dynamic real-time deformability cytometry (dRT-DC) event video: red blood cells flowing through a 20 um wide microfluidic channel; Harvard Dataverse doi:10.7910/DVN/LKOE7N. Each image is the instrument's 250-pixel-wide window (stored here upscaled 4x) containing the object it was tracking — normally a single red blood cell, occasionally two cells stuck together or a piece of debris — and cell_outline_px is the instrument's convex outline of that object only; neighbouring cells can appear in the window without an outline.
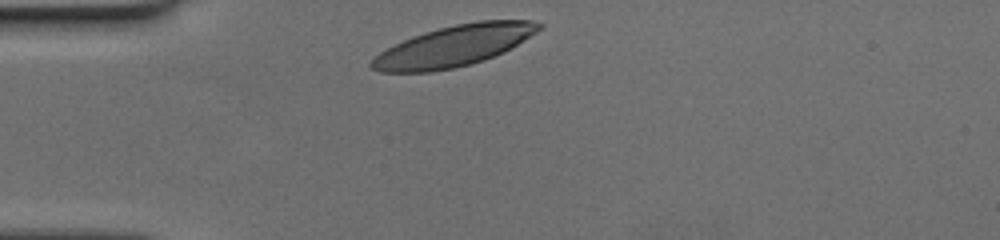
{"species": "human", "species_latin": "Homo sapiens", "temperature_condition": "cold", "stored_images_in_passage": 29, "camera_frame_rate_fps": 3000, "um_per_image_px": 0.085, "donor": {"sex": "female"}, "frame": {"image": 1, "passage_image": 1, "time_ms": 0.0, "image_size_px": [1000, 240], "cell_outline_px": [[544, 24], [536, 32], [516, 44], [484, 60], [452, 68], [432, 72], [380, 72], [372, 68], [368, 64], [380, 52], [412, 36], [424, 32], [456, 24], [476, 20], [532, 20]], "centroid_in_image_um": [38.55, 3.9], "position_along_channel_um": 46.4, "area_um2": 39.25}}
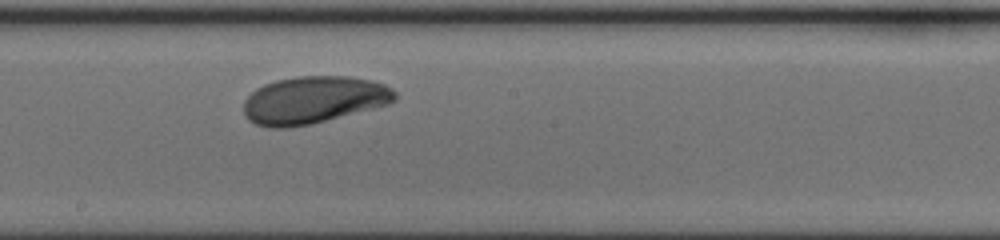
{"frame": {"image": 2, "passage_image": 16, "time_ms": 5.0, "image_size_px": [1000, 240], "cell_outline_px": [[396, 100], [388, 104], [312, 124], [284, 128], [268, 128], [256, 124], [248, 120], [244, 116], [244, 100], [256, 88], [264, 84], [276, 80], [296, 76], [348, 76], [372, 80], [384, 84], [392, 88], [396, 92]], "centroid_in_image_um": [26.63, 8.49], "position_along_channel_um": 221.6, "area_um2": 41.91}}
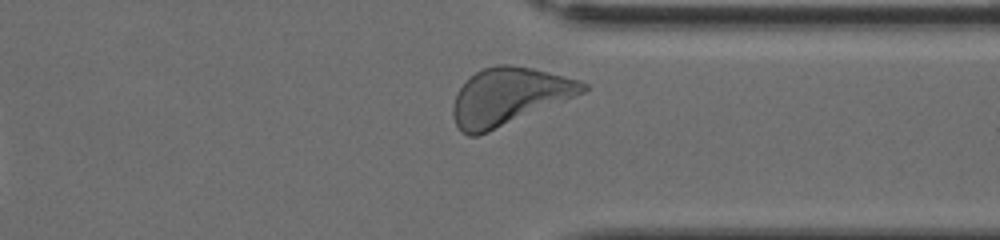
{"frame": {"image": 3, "passage_image": 27, "time_ms": 8.667, "image_size_px": [1000, 240], "cell_outline_px": [[588, 88], [584, 92], [488, 132], [476, 136], [468, 136], [460, 132], [452, 116], [452, 104], [456, 92], [476, 72], [484, 68], [496, 64], [508, 64], [532, 68], [580, 80], [588, 84]], "centroid_in_image_um": [43.21, 8.2], "position_along_channel_um": 368.2, "area_um2": 42.83}}